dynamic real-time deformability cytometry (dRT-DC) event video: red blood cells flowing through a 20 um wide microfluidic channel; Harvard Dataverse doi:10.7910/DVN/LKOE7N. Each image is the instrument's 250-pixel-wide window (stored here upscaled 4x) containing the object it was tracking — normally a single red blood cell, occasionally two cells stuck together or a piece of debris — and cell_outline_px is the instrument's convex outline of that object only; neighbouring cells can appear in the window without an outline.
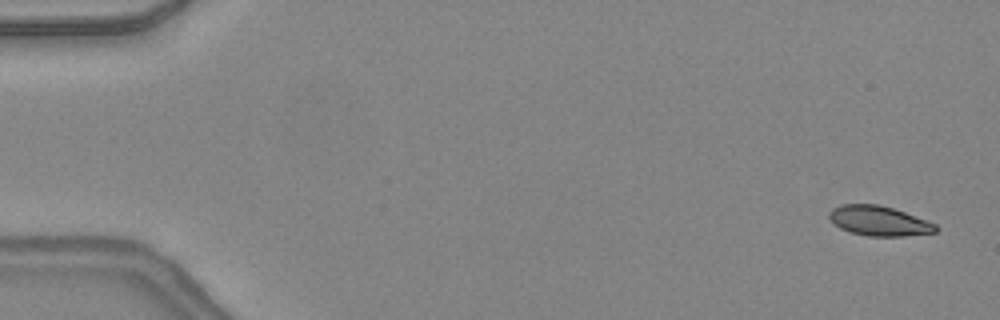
{"species": "common noctule bat (a hibernating species)", "species_latin": "Nyctalus noctula", "temperature_condition": "warm", "stored_images_in_passage": 47, "camera_frame_rate_fps": 3000, "um_per_image_px": 0.085, "animal": {"sex": "female", "body_mass_g": 24.6, "forearm_length_mm": 56.2}, "frame": {"image": 1, "passage_image": 2, "time_ms": 0.333, "image_size_px": [1000, 320], "cell_outline_px": [[940, 228], [936, 232], [904, 236], [868, 236], [852, 232], [840, 228], [828, 216], [828, 212], [832, 208], [840, 204], [880, 204], [904, 212], [936, 224]], "centroid_in_image_um": [74.72, 18.77], "position_along_channel_um": 10.3, "area_um2": 18.44}}
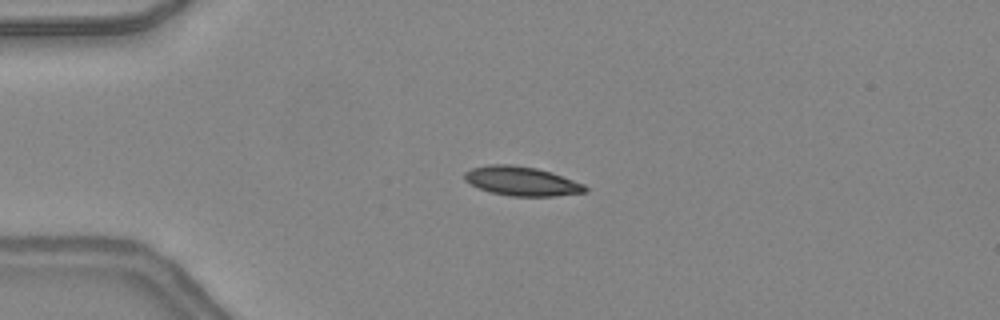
{"frame": {"image": 2, "passage_image": 12, "time_ms": 3.667, "image_size_px": [1000, 320], "cell_outline_px": [[588, 192], [556, 196], [512, 196], [488, 192], [464, 180], [464, 172], [472, 168], [488, 164], [512, 164], [536, 168], [584, 184], [588, 188]], "centroid_in_image_um": [44.32, 15.4], "position_along_channel_um": 40.7, "area_um2": 20.4}}
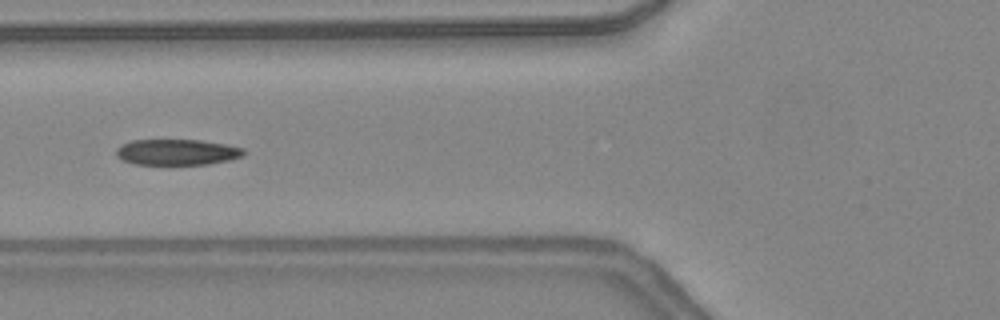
{"frame": {"image": 3, "passage_image": 19, "time_ms": 6.0, "image_size_px": [1000, 320], "cell_outline_px": [[244, 156], [228, 160], [208, 164], [136, 164], [124, 160], [116, 156], [116, 148], [120, 144], [132, 140], [200, 140], [224, 144], [244, 148]], "centroid_in_image_um": [15.03, 12.92], "position_along_channel_um": 110.8, "area_um2": 19.13}, "authors_computed_cell_mechanics": {"area_um2": 19.9988, "velocity_mm_per_s": 4.3843, "shape_relaxation_time_tau1_ms": 5.516, "shape_relaxation_time_tau2_ms": 1.9611, "deformation_change_tau1": 0.1636, "deformation_change_tau2": 0.0669}}